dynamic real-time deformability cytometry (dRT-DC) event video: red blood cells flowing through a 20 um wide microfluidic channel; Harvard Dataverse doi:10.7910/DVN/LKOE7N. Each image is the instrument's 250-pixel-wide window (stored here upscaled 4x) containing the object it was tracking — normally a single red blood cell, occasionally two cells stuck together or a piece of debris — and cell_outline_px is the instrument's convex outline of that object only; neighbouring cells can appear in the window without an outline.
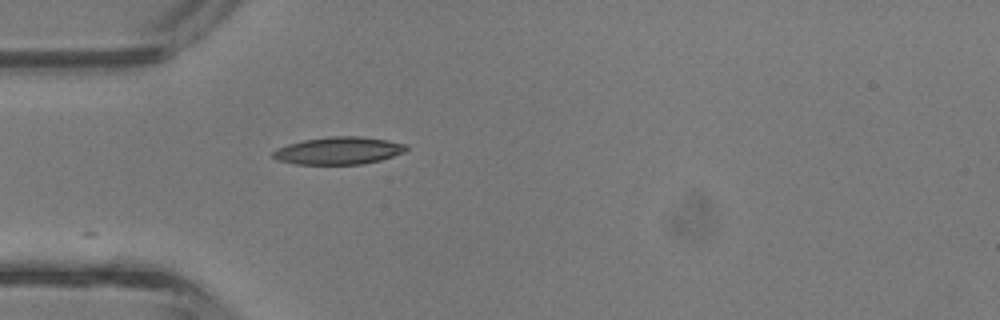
{"species": "common noctule bat (a hibernating species)", "species_latin": "Nyctalus noctula", "temperature_condition": "room temperature", "stored_images_in_passage": 18, "camera_frame_rate_fps": 3000, "um_per_image_px": 0.085, "animal": {"sex": "male", "body_mass_g": 13.3}, "frame": {"image": 1, "passage_image": 1, "time_ms": 0.0, "image_size_px": [1000, 320], "cell_outline_px": [[408, 148], [404, 152], [380, 160], [360, 164], [296, 164], [276, 160], [272, 156], [272, 152], [276, 148], [288, 144], [304, 140], [328, 136], [360, 136], [388, 140], [408, 144]], "centroid_in_image_um": [28.77, 12.8], "position_along_channel_um": 56.2, "area_um2": 21.39}}
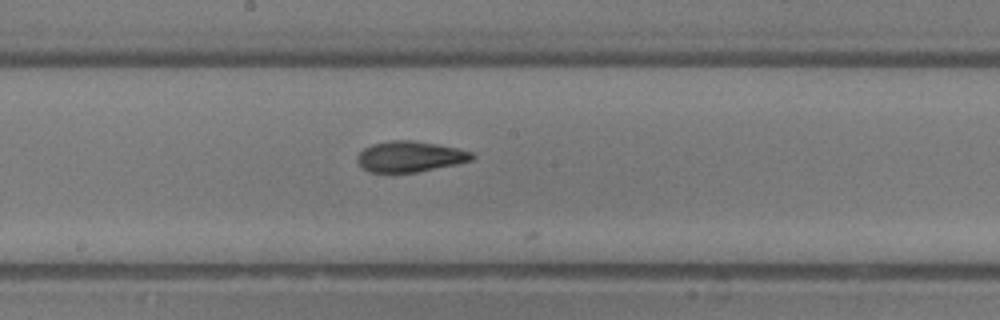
{"frame": {"image": 2, "passage_image": 11, "time_ms": 3.333, "image_size_px": [1000, 320], "cell_outline_px": [[476, 156], [472, 160], [456, 164], [416, 172], [368, 172], [360, 168], [356, 160], [356, 156], [364, 148], [372, 144], [392, 140], [412, 140], [436, 144], [456, 148], [472, 152]], "centroid_in_image_um": [34.8, 13.31], "position_along_channel_um": 213.4, "area_um2": 20.58}}
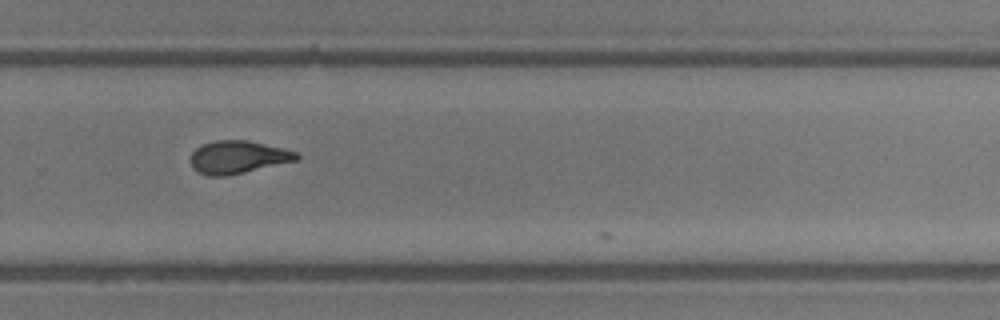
{"frame": {"image": 3, "passage_image": 17, "time_ms": 5.333, "image_size_px": [1000, 320], "cell_outline_px": [[300, 156], [296, 160], [228, 176], [208, 176], [196, 172], [192, 168], [188, 160], [192, 152], [196, 148], [204, 144], [216, 140], [248, 140], [284, 148], [296, 152]], "centroid_in_image_um": [20.16, 13.36], "position_along_channel_um": 309.6, "area_um2": 20.4}}